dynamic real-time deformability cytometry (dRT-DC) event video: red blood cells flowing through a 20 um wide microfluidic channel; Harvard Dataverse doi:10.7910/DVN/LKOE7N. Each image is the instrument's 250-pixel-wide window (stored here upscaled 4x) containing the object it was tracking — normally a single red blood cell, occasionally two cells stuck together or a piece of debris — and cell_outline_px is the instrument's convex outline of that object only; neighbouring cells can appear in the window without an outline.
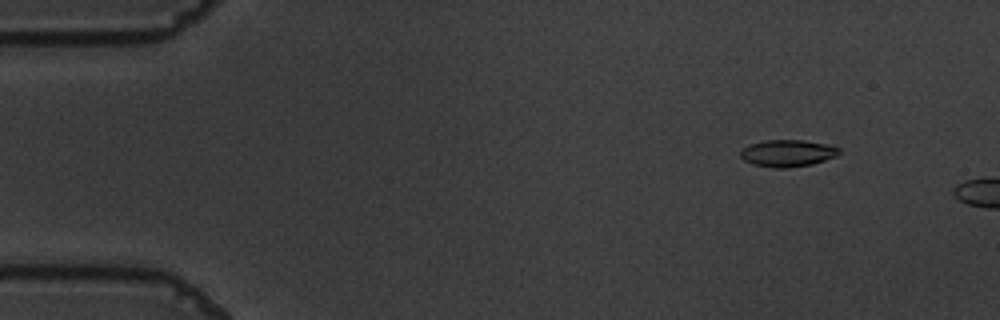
{"species": "common noctule bat (a hibernating species)", "species_latin": "Nyctalus noctula", "temperature_condition": "warm", "stored_images_in_passage": 9, "camera_frame_rate_fps": 3000, "um_per_image_px": 0.085, "animal": {"sex": "male", "body_mass_g": 19.5, "forearm_length_mm": 54.6}, "frame": {"image": 1, "passage_image": 6, "time_ms": 1.667, "image_size_px": [1000, 320], "cell_outline_px": [[840, 152], [836, 156], [812, 164], [784, 168], [776, 168], [752, 164], [744, 160], [740, 156], [740, 148], [748, 144], [764, 140], [804, 140], [828, 144], [840, 148]], "centroid_in_image_um": [66.91, 13.01], "position_along_channel_um": 18.1, "area_um2": 15.61}}